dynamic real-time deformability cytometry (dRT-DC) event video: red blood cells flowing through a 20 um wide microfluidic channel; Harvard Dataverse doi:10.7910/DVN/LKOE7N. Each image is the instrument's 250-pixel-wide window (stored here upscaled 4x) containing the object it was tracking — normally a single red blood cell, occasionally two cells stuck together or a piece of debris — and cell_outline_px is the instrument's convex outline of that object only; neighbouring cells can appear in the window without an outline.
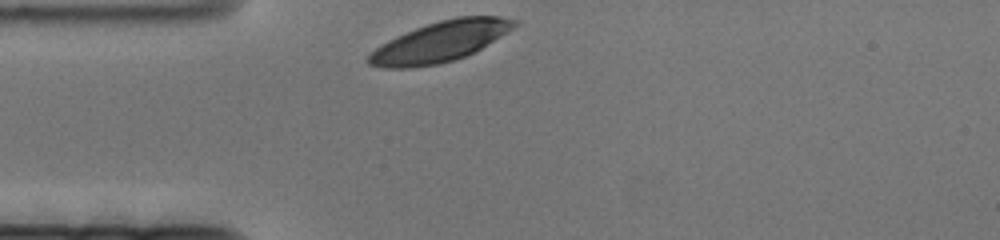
{"species": "human", "species_latin": "Homo sapiens", "temperature_condition": "cold", "stored_images_in_passage": 44, "camera_frame_rate_fps": 3000, "um_per_image_px": 0.085, "donor": {"sex": "female"}, "frame": {"image": 1, "passage_image": 1, "time_ms": 0.0, "image_size_px": [1000, 240], "cell_outline_px": [[516, 24], [512, 28], [500, 36], [480, 48], [464, 56], [440, 64], [412, 68], [384, 68], [368, 64], [364, 60], [376, 48], [388, 40], [396, 36], [416, 28], [440, 20], [460, 16], [500, 16], [516, 20]], "centroid_in_image_um": [37.35, 3.55], "position_along_channel_um": 47.6, "area_um2": 33.76}}
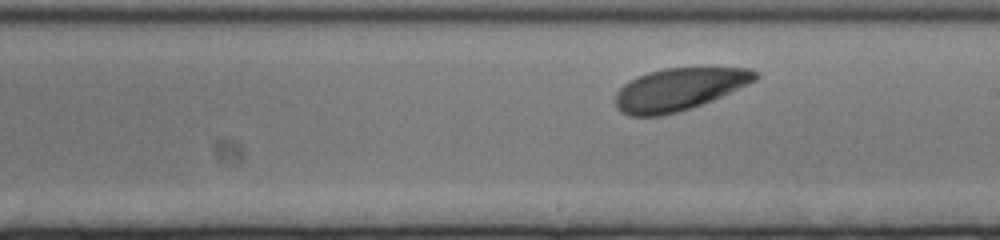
{"frame": {"image": 2, "passage_image": 25, "time_ms": 8.0, "image_size_px": [1000, 240], "cell_outline_px": [[760, 76], [756, 80], [712, 100], [676, 112], [660, 116], [628, 116], [620, 112], [616, 108], [616, 92], [628, 80], [648, 72], [664, 68], [752, 68], [760, 72]], "centroid_in_image_um": [57.69, 7.58], "position_along_channel_um": 231.3, "area_um2": 34.39}}
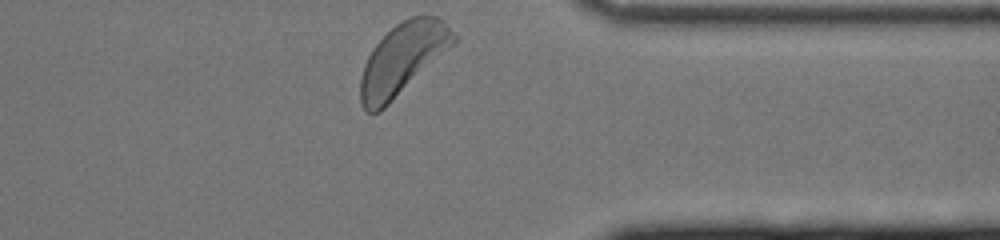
{"frame": {"image": 3, "passage_image": 44, "time_ms": 14.333, "image_size_px": [1000, 240], "cell_outline_px": [[460, 40], [456, 44], [380, 112], [364, 112], [360, 104], [360, 76], [364, 64], [372, 48], [396, 24], [412, 16], [436, 16], [444, 20], [460, 36]], "centroid_in_image_um": [34.27, 5.01], "position_along_channel_um": 377.1, "area_um2": 39.25}}